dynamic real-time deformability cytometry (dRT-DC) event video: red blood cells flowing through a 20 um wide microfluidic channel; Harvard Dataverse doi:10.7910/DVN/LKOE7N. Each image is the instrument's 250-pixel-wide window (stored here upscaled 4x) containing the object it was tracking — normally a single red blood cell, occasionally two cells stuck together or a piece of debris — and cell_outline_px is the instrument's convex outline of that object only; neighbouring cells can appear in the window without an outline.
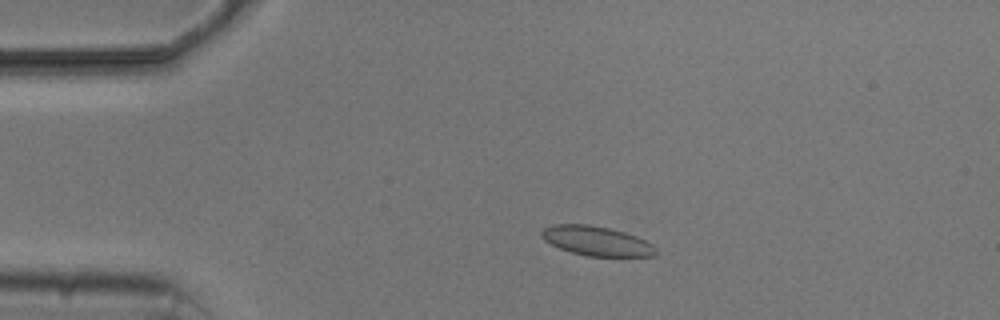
{"species": "common noctule bat (a hibernating species)", "species_latin": "Nyctalus noctula", "temperature_condition": "cold", "stored_images_in_passage": 6, "segment_of_instrument_passage": [1, 3], "camera_frame_rate_fps": 3000, "um_per_image_px": 0.085, "animal": {"sex": "male", "body_mass_g": 20.5, "forearm_length_mm": 52.5}, "frame": {"image": 1, "passage_image": 2, "time_ms": 1.0, "image_size_px": [1000, 320], "cell_outline_px": [[656, 256], [588, 256], [572, 252], [560, 248], [544, 240], [540, 236], [540, 232], [544, 228], [552, 224], [588, 224], [608, 228], [624, 232], [636, 236], [652, 244], [656, 248]], "centroid_in_image_um": [50.69, 20.47], "position_along_channel_um": 34.3, "area_um2": 19.54}}